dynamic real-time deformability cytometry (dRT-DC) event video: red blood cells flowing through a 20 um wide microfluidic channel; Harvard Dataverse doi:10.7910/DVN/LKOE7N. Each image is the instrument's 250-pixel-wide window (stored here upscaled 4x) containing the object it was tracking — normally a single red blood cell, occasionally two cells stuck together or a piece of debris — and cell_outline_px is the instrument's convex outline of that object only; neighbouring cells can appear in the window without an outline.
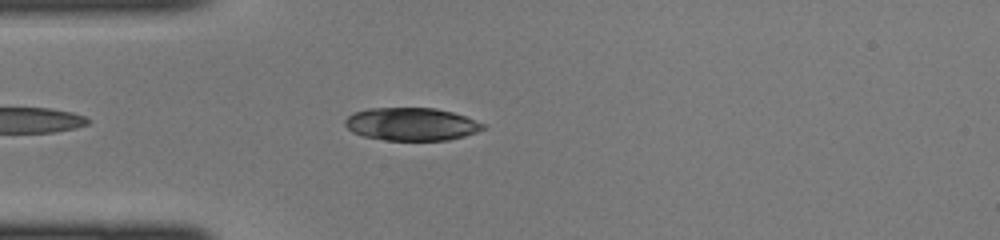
{"species": "common noctule bat (a hibernating species)", "species_latin": "Nyctalus noctula", "temperature_condition": "cold", "stored_images_in_passage": 35, "camera_frame_rate_fps": 3000, "um_per_image_px": 0.085, "animal": {"sex": "female", "body_mass_g": 22.0, "forearm_length_mm": 56.7}, "frame": {"image": 1, "passage_image": 3, "time_ms": 0.667, "image_size_px": [1000, 240], "cell_outline_px": [[484, 128], [476, 132], [464, 136], [448, 140], [384, 140], [364, 136], [352, 132], [344, 124], [344, 120], [352, 112], [368, 108], [436, 108], [452, 112], [464, 116], [484, 124]], "centroid_in_image_um": [34.92, 10.55], "position_along_channel_um": 50.1, "area_um2": 26.36}}
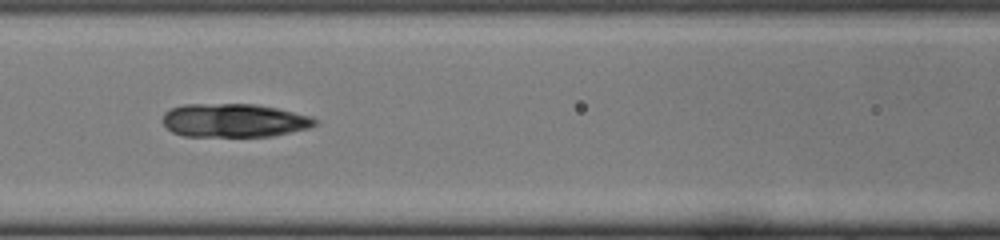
{"frame": {"image": 2, "passage_image": 10, "time_ms": 3.0, "image_size_px": [1000, 240], "cell_outline_px": [[320, 120], [316, 124], [308, 128], [272, 136], [184, 136], [172, 132], [164, 124], [164, 112], [172, 108], [184, 104], [256, 104], [276, 108], [312, 116]], "centroid_in_image_um": [19.92, 10.23], "position_along_channel_um": 146.7, "area_um2": 29.71}}
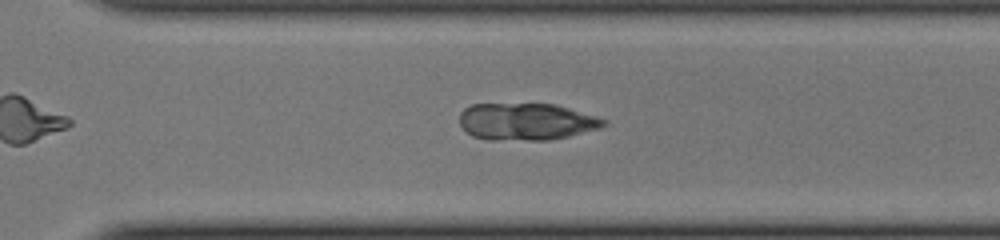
{"frame": {"image": 3, "passage_image": 22, "time_ms": 7.0, "image_size_px": [1000, 240], "cell_outline_px": [[608, 124], [600, 128], [568, 136], [548, 140], [488, 140], [472, 136], [460, 124], [460, 112], [464, 108], [472, 104], [556, 104], [596, 116], [608, 120]], "centroid_in_image_um": [44.75, 10.34], "position_along_channel_um": 325.9, "area_um2": 31.21}}